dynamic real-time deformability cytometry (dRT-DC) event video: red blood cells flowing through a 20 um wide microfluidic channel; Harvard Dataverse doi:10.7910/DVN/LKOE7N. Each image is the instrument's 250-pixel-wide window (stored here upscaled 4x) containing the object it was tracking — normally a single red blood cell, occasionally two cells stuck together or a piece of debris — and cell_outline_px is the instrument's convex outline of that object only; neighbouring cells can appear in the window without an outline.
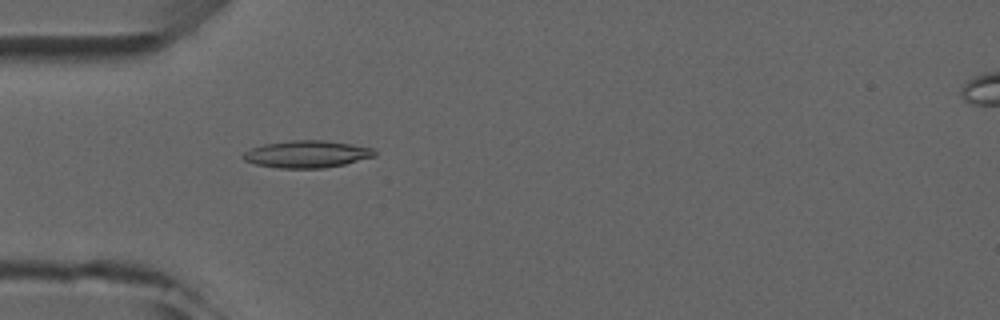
{"species": "common noctule bat (a hibernating species)", "species_latin": "Nyctalus noctula", "temperature_condition": "room temperature", "stored_images_in_passage": 5, "segment_of_instrument_passage": [1, 2], "camera_frame_rate_fps": 3000, "um_per_image_px": 0.085, "animal": {"sex": "male", "forearm_length_mm": 52.5}, "frame": {"image": 1, "passage_image": 4, "time_ms": 4.0, "image_size_px": [1000, 320], "cell_outline_px": [[376, 156], [344, 164], [324, 168], [280, 168], [256, 164], [244, 160], [240, 156], [244, 152], [252, 148], [264, 144], [288, 140], [324, 140], [352, 144], [376, 148]], "centroid_in_image_um": [26.11, 13.09], "position_along_channel_um": 58.9, "area_um2": 20.92}}